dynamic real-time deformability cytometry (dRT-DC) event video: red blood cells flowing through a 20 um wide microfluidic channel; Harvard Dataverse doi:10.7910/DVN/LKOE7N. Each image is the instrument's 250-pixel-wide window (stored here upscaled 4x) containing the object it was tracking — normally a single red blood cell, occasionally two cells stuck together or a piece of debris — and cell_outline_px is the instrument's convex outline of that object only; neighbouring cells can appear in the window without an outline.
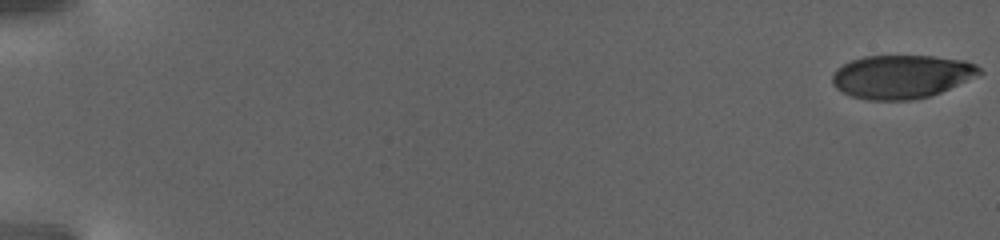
{"species": "human", "species_latin": "Homo sapiens", "temperature_condition": "warm", "stored_images_in_passage": 95, "camera_frame_rate_fps": 3000, "um_per_image_px": 0.085, "donor": {"sex": "female"}, "frame": {"image": 1, "passage_image": 1, "time_ms": 0.0, "image_size_px": [1000, 240], "cell_outline_px": [[984, 72], [940, 92], [928, 96], [912, 100], [868, 100], [852, 96], [836, 88], [832, 84], [832, 72], [836, 68], [852, 60], [864, 56], [932, 56], [964, 60], [976, 64]], "centroid_in_image_um": [76.6, 6.51], "position_along_channel_um": 8.4, "area_um2": 37.11}}
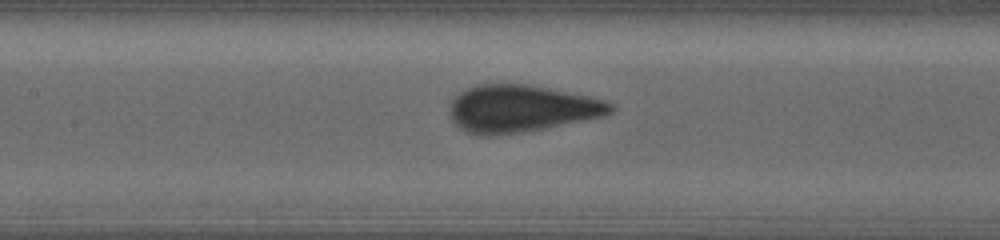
{"frame": {"image": 2, "passage_image": 53, "time_ms": 17.333, "image_size_px": [1000, 240], "cell_outline_px": [[612, 112], [604, 116], [524, 132], [500, 136], [476, 136], [464, 132], [452, 120], [452, 100], [464, 88], [476, 84], [528, 84], [588, 96], [604, 100], [612, 104]], "centroid_in_image_um": [44.26, 9.25], "position_along_channel_um": 163.1, "area_um2": 44.22}}
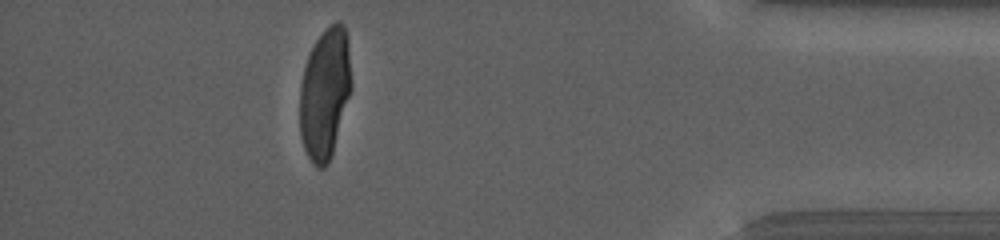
{"frame": {"image": 3, "passage_image": 95, "time_ms": 31.333, "image_size_px": [1000, 240], "cell_outline_px": [[352, 92], [328, 164], [324, 168], [316, 168], [312, 164], [304, 148], [300, 136], [300, 84], [304, 68], [308, 56], [316, 40], [328, 24], [336, 20], [340, 20], [344, 24], [348, 36], [352, 84]], "centroid_in_image_um": [27.64, 7.9], "position_along_channel_um": 407.6, "area_um2": 40.0}}